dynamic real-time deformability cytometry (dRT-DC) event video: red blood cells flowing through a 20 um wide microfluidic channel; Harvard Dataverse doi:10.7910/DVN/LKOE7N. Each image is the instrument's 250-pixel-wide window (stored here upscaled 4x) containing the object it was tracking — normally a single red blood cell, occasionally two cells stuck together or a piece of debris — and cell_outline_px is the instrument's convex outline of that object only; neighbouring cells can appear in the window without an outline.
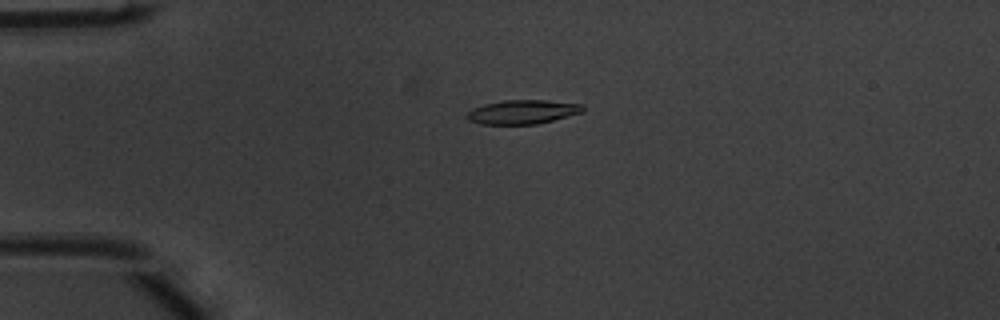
{"species": "common noctule bat (a hibernating species)", "species_latin": "Nyctalus noctula", "temperature_condition": "warm", "stored_images_in_passage": 51, "camera_frame_rate_fps": 3000, "um_per_image_px": 0.085, "animal": {"sex": "male", "body_mass_g": 20.1, "forearm_length_mm": 53.5}, "frame": {"image": 1, "passage_image": 13, "time_ms": 4.0, "image_size_px": [1000, 320], "cell_outline_px": [[584, 112], [536, 124], [480, 124], [468, 120], [464, 116], [472, 108], [484, 104], [504, 100], [548, 100], [584, 104]], "centroid_in_image_um": [44.41, 9.51], "position_along_channel_um": 40.6, "area_um2": 16.36}}
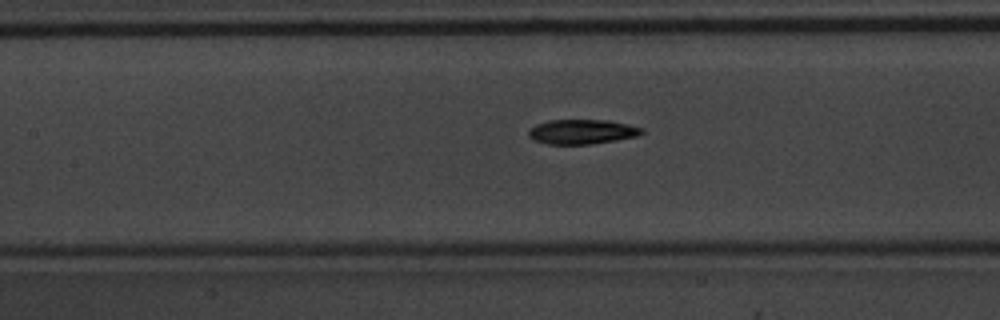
{"frame": {"image": 2, "passage_image": 24, "time_ms": 7.667, "image_size_px": [1000, 320], "cell_outline_px": [[644, 132], [640, 136], [592, 144], [548, 144], [536, 140], [528, 136], [528, 128], [536, 124], [552, 120], [608, 120], [628, 124], [644, 128]], "centroid_in_image_um": [49.51, 11.19], "position_along_channel_um": 157.9, "area_um2": 16.36}}
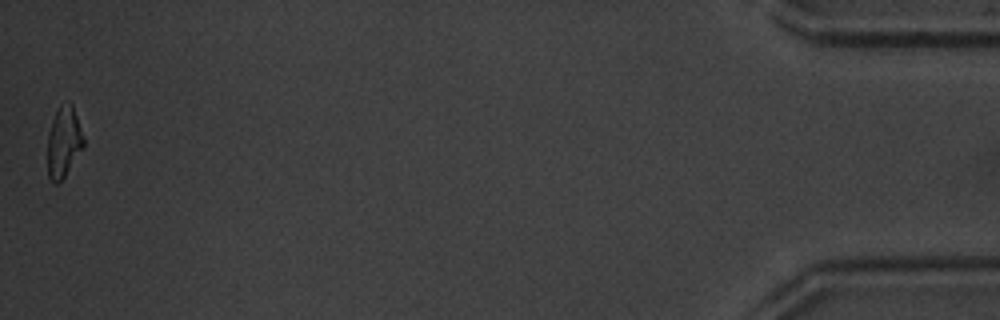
{"frame": {"image": 3, "passage_image": 51, "time_ms": 16.667, "image_size_px": [1000, 320], "cell_outline_px": [[84, 148], [64, 176], [56, 184], [48, 176], [48, 132], [52, 120], [60, 104], [68, 100], [72, 104], [84, 140]], "centroid_in_image_um": [5.41, 12.04], "position_along_channel_um": 429.8, "area_um2": 14.68}, "authors_computed_cell_mechanics": {"area_um2": 16.2996, "velocity_mm_per_s": 4.0176, "shape_relaxation_time_tau1_ms": 3.004, "shape_relaxation_time_tau2_ms": 3.4614, "deformation_change_tau1": 0.169, "deformation_change_tau2": 0.1172}}